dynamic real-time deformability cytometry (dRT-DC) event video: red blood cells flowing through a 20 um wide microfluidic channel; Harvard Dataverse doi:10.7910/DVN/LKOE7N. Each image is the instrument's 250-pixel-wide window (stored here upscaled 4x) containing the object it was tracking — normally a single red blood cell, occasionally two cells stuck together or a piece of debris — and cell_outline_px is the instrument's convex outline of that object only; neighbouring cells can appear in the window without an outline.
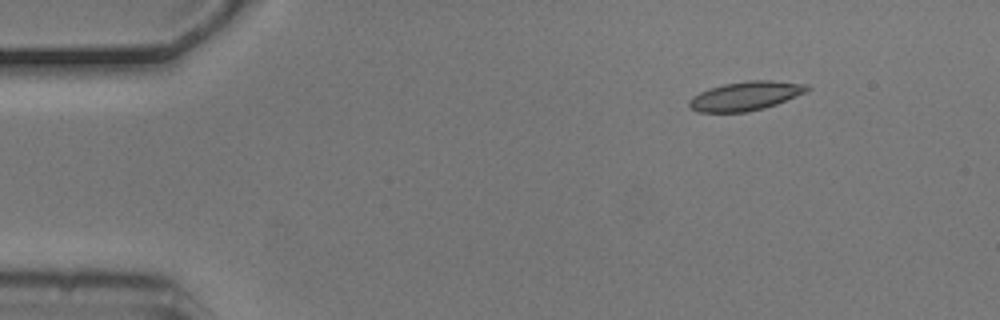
{"species": "common noctule bat (a hibernating species)", "species_latin": "Nyctalus noctula", "temperature_condition": "cold", "stored_images_in_passage": 5, "camera_frame_rate_fps": 3000, "um_per_image_px": 0.085, "animal": {"sex": "male", "body_mass_g": 20.5, "forearm_length_mm": 52.5}, "frame": {"image": 1, "passage_image": 5, "time_ms": 1.333, "image_size_px": [1000, 320], "cell_outline_px": [[812, 88], [804, 92], [776, 104], [764, 108], [748, 112], [696, 112], [688, 108], [688, 100], [692, 96], [700, 92], [724, 84], [748, 80], [772, 80], [808, 84]], "centroid_in_image_um": [63.34, 8.16], "position_along_channel_um": 21.7, "area_um2": 19.94}}